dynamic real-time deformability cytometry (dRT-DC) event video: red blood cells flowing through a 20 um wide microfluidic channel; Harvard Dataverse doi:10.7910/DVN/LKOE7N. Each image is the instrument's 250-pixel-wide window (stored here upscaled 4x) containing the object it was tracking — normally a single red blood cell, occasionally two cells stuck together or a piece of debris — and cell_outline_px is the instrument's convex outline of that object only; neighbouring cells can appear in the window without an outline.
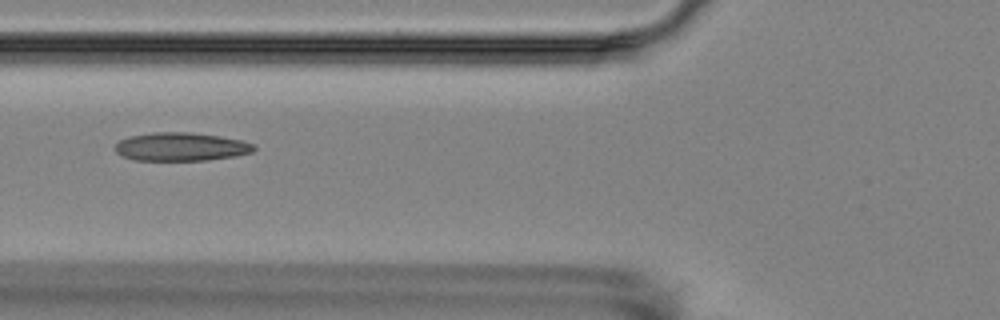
{"species": "Egyptian fruit bat (a non-hibernating species)", "species_latin": "Rousettus aegyptiacus", "temperature_condition": "room temperature", "stored_images_in_passage": 11, "camera_frame_rate_fps": 3000, "um_per_image_px": 0.085, "animal": {"sex": "female"}, "frame": {"image": 1, "passage_image": 7, "time_ms": 7.0, "image_size_px": [1000, 320], "cell_outline_px": [[256, 148], [252, 152], [236, 156], [208, 160], [136, 160], [124, 156], [116, 152], [116, 144], [120, 140], [128, 136], [152, 132], [192, 132], [220, 136], [240, 140], [256, 144]], "centroid_in_image_um": [15.42, 12.46], "position_along_channel_um": 110.4, "area_um2": 23.0}}
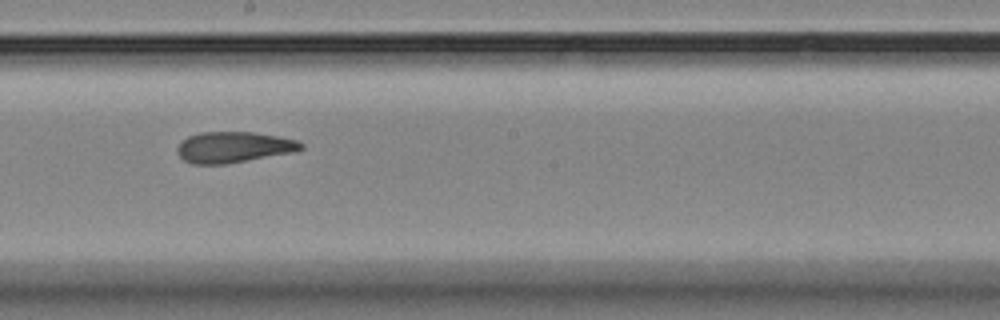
{"frame": {"image": 2, "passage_image": 10, "time_ms": 10.333, "image_size_px": [1000, 320], "cell_outline_px": [[304, 148], [292, 152], [224, 164], [192, 164], [184, 160], [176, 152], [176, 148], [188, 136], [200, 132], [252, 132], [280, 136], [296, 140], [304, 144]], "centroid_in_image_um": [19.85, 12.5], "position_along_channel_um": 228.4, "area_um2": 22.14}}
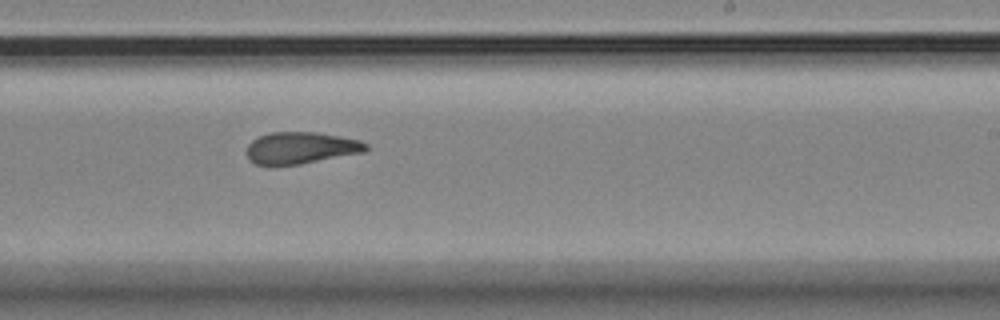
{"frame": {"image": 3, "passage_image": 11, "time_ms": 11.333, "image_size_px": [1000, 320], "cell_outline_px": [[368, 148], [364, 152], [300, 164], [272, 168], [256, 164], [248, 160], [248, 144], [252, 140], [268, 132], [316, 132], [340, 136], [360, 140], [368, 144]], "centroid_in_image_um": [25.53, 12.6], "position_along_channel_um": 263.5, "area_um2": 22.54}}